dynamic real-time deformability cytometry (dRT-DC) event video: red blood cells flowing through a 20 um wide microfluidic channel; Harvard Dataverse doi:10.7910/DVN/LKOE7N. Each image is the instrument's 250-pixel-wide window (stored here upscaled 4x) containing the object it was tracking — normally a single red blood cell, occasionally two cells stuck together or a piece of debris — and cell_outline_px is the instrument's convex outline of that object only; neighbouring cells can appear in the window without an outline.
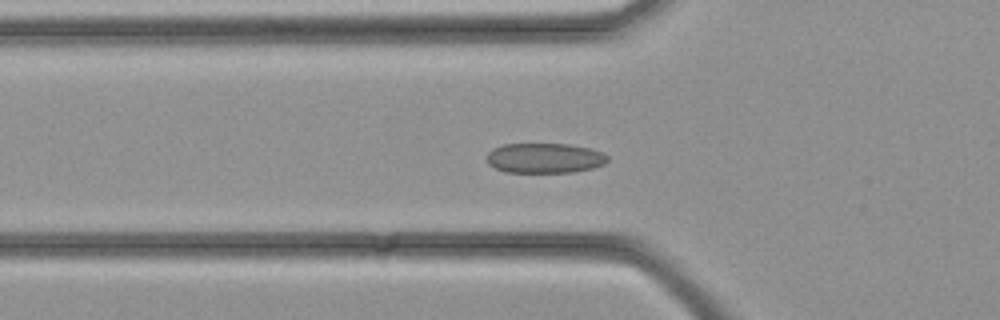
{"species": "common noctule bat (a hibernating species)", "species_latin": "Nyctalus noctula", "temperature_condition": "cold", "stored_images_in_passage": 31, "camera_frame_rate_fps": 3000, "um_per_image_px": 0.085, "animal": {"sex": "female", "body_mass_g": 21.9}, "frame": {"image": 1, "passage_image": 6, "time_ms": 1.667, "image_size_px": [1000, 320], "cell_outline_px": [[608, 160], [604, 164], [592, 168], [572, 172], [504, 172], [488, 164], [484, 156], [492, 148], [504, 144], [568, 144], [592, 148], [608, 156]], "centroid_in_image_um": [46.25, 13.43], "position_along_channel_um": 79.5, "area_um2": 21.27}}
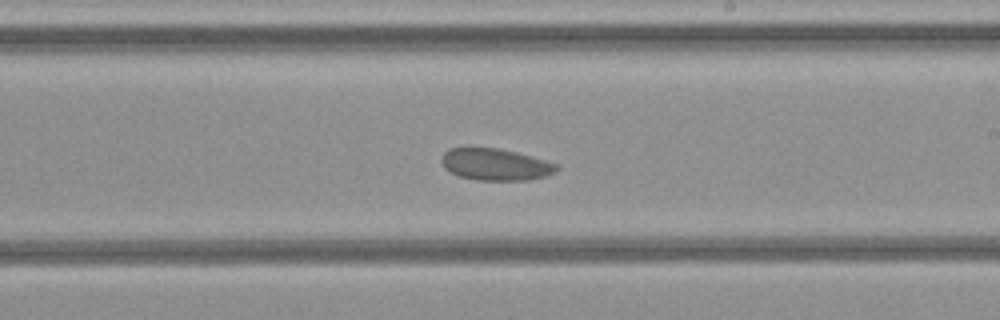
{"frame": {"image": 2, "passage_image": 15, "time_ms": 4.667, "image_size_px": [1000, 320], "cell_outline_px": [[560, 168], [556, 172], [544, 176], [528, 180], [476, 180], [460, 176], [444, 168], [440, 160], [444, 152], [448, 148], [468, 144], [500, 148], [532, 156], [560, 164]], "centroid_in_image_um": [42.07, 13.92], "position_along_channel_um": 246.9, "area_um2": 22.2}}
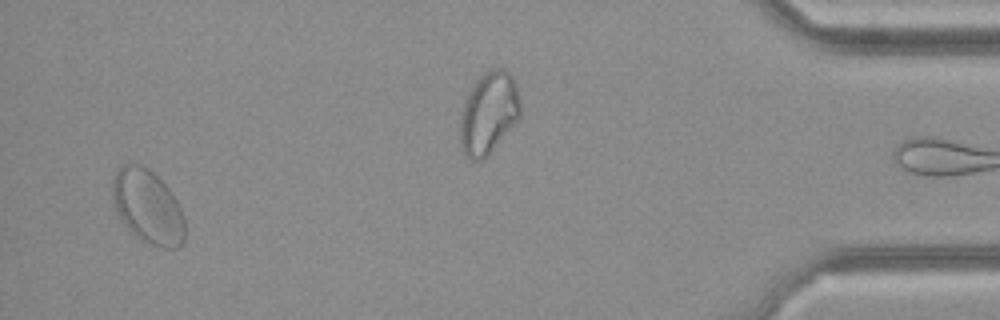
{"frame": {"image": 3, "passage_image": 29, "time_ms": 9.333, "image_size_px": [1000, 320], "cell_outline_px": [[184, 240], [176, 248], [160, 248], [140, 240], [120, 220], [116, 208], [112, 192], [112, 184], [116, 168], [120, 164], [140, 164], [148, 168], [168, 188], [176, 200], [184, 216]], "centroid_in_image_um": [12.54, 17.56], "position_along_channel_um": 422.7, "area_um2": 31.1}}